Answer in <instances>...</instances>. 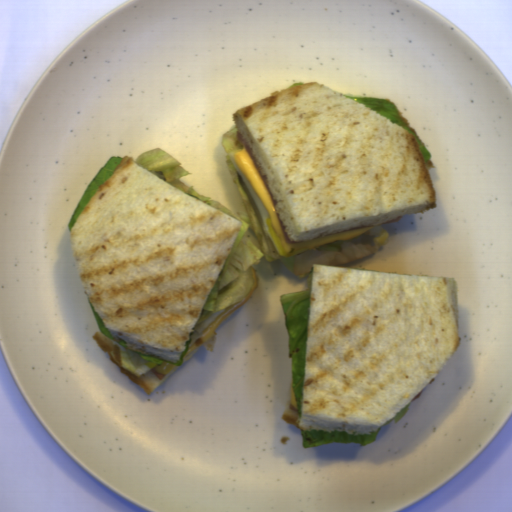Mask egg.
Returning a JSON list of instances; mask_svg holds the SVG:
<instances>
[{
  "label": "egg",
  "mask_w": 512,
  "mask_h": 512,
  "mask_svg": "<svg viewBox=\"0 0 512 512\" xmlns=\"http://www.w3.org/2000/svg\"><path fill=\"white\" fill-rule=\"evenodd\" d=\"M236 131H237V129L234 125L231 128H229L226 132H224L220 139L222 146L224 148V151L226 153V156H227L228 160L230 161V163L233 165V167L236 169V171L241 176V178L247 188V191H248L255 207L257 208V210L260 214L265 235L272 243L275 251L278 252L282 257H287L289 255L285 254L282 244L272 227V223H271V219H270V215H269V211H268L267 207L265 206V204L263 203V201L261 200V198L255 191V189L253 188V186L250 183V181L248 180V178L244 175V173L239 169V167L235 163L234 155L237 151L242 149L239 145L235 144Z\"/></svg>",
  "instance_id": "obj_1"
}]
</instances>
